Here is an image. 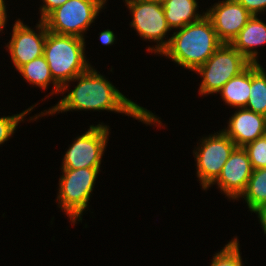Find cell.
Returning <instances> with one entry per match:
<instances>
[{
	"label": "cell",
	"mask_w": 266,
	"mask_h": 266,
	"mask_svg": "<svg viewBox=\"0 0 266 266\" xmlns=\"http://www.w3.org/2000/svg\"><path fill=\"white\" fill-rule=\"evenodd\" d=\"M17 71L22 75L25 81L35 87L37 86L46 90L48 85L53 83L54 87L50 95L61 93V87L54 81L44 55L22 65Z\"/></svg>",
	"instance_id": "cell-17"
},
{
	"label": "cell",
	"mask_w": 266,
	"mask_h": 266,
	"mask_svg": "<svg viewBox=\"0 0 266 266\" xmlns=\"http://www.w3.org/2000/svg\"><path fill=\"white\" fill-rule=\"evenodd\" d=\"M245 108L266 116V71L259 63H251V88Z\"/></svg>",
	"instance_id": "cell-18"
},
{
	"label": "cell",
	"mask_w": 266,
	"mask_h": 266,
	"mask_svg": "<svg viewBox=\"0 0 266 266\" xmlns=\"http://www.w3.org/2000/svg\"><path fill=\"white\" fill-rule=\"evenodd\" d=\"M99 40L101 41V44L109 46V45H113L115 42V34L110 30H103L101 33H99Z\"/></svg>",
	"instance_id": "cell-25"
},
{
	"label": "cell",
	"mask_w": 266,
	"mask_h": 266,
	"mask_svg": "<svg viewBox=\"0 0 266 266\" xmlns=\"http://www.w3.org/2000/svg\"><path fill=\"white\" fill-rule=\"evenodd\" d=\"M239 109V110H238ZM222 131L233 140L236 147H244L266 135V116L247 108H237Z\"/></svg>",
	"instance_id": "cell-13"
},
{
	"label": "cell",
	"mask_w": 266,
	"mask_h": 266,
	"mask_svg": "<svg viewBox=\"0 0 266 266\" xmlns=\"http://www.w3.org/2000/svg\"><path fill=\"white\" fill-rule=\"evenodd\" d=\"M205 15L210 19L218 39L230 44L247 24L252 15L237 0H222L214 4Z\"/></svg>",
	"instance_id": "cell-12"
},
{
	"label": "cell",
	"mask_w": 266,
	"mask_h": 266,
	"mask_svg": "<svg viewBox=\"0 0 266 266\" xmlns=\"http://www.w3.org/2000/svg\"><path fill=\"white\" fill-rule=\"evenodd\" d=\"M132 14L130 25L144 40L155 41L156 47H148L149 52L161 54L168 46L164 40L170 28L167 25L162 2L156 0H125Z\"/></svg>",
	"instance_id": "cell-7"
},
{
	"label": "cell",
	"mask_w": 266,
	"mask_h": 266,
	"mask_svg": "<svg viewBox=\"0 0 266 266\" xmlns=\"http://www.w3.org/2000/svg\"><path fill=\"white\" fill-rule=\"evenodd\" d=\"M100 168L62 169L59 179L58 206L70 221L82 220L83 211L88 208L91 193Z\"/></svg>",
	"instance_id": "cell-4"
},
{
	"label": "cell",
	"mask_w": 266,
	"mask_h": 266,
	"mask_svg": "<svg viewBox=\"0 0 266 266\" xmlns=\"http://www.w3.org/2000/svg\"><path fill=\"white\" fill-rule=\"evenodd\" d=\"M251 88V63L238 75L231 78L218 92L225 104L244 108L249 101Z\"/></svg>",
	"instance_id": "cell-16"
},
{
	"label": "cell",
	"mask_w": 266,
	"mask_h": 266,
	"mask_svg": "<svg viewBox=\"0 0 266 266\" xmlns=\"http://www.w3.org/2000/svg\"><path fill=\"white\" fill-rule=\"evenodd\" d=\"M43 5L40 6L41 17L40 20H44L53 10L62 6L67 0H42Z\"/></svg>",
	"instance_id": "cell-24"
},
{
	"label": "cell",
	"mask_w": 266,
	"mask_h": 266,
	"mask_svg": "<svg viewBox=\"0 0 266 266\" xmlns=\"http://www.w3.org/2000/svg\"><path fill=\"white\" fill-rule=\"evenodd\" d=\"M6 5H5V0H0V32L3 31L2 29L5 26L7 22V12H6Z\"/></svg>",
	"instance_id": "cell-27"
},
{
	"label": "cell",
	"mask_w": 266,
	"mask_h": 266,
	"mask_svg": "<svg viewBox=\"0 0 266 266\" xmlns=\"http://www.w3.org/2000/svg\"><path fill=\"white\" fill-rule=\"evenodd\" d=\"M84 51L85 39L59 35L47 30L43 55L63 94L68 90L71 80L91 67Z\"/></svg>",
	"instance_id": "cell-3"
},
{
	"label": "cell",
	"mask_w": 266,
	"mask_h": 266,
	"mask_svg": "<svg viewBox=\"0 0 266 266\" xmlns=\"http://www.w3.org/2000/svg\"><path fill=\"white\" fill-rule=\"evenodd\" d=\"M168 27L180 29L201 19L205 12L199 14L196 0H165L162 2Z\"/></svg>",
	"instance_id": "cell-15"
},
{
	"label": "cell",
	"mask_w": 266,
	"mask_h": 266,
	"mask_svg": "<svg viewBox=\"0 0 266 266\" xmlns=\"http://www.w3.org/2000/svg\"><path fill=\"white\" fill-rule=\"evenodd\" d=\"M250 63L258 64V52L255 49L266 44V24L253 15L230 43Z\"/></svg>",
	"instance_id": "cell-14"
},
{
	"label": "cell",
	"mask_w": 266,
	"mask_h": 266,
	"mask_svg": "<svg viewBox=\"0 0 266 266\" xmlns=\"http://www.w3.org/2000/svg\"><path fill=\"white\" fill-rule=\"evenodd\" d=\"M253 212L258 215L262 230H264V234H266V204L257 207L252 213Z\"/></svg>",
	"instance_id": "cell-26"
},
{
	"label": "cell",
	"mask_w": 266,
	"mask_h": 266,
	"mask_svg": "<svg viewBox=\"0 0 266 266\" xmlns=\"http://www.w3.org/2000/svg\"><path fill=\"white\" fill-rule=\"evenodd\" d=\"M38 23L36 24L37 33L29 26L23 24L20 19L16 20L12 27V36L6 47L16 70L43 55L47 27L42 20Z\"/></svg>",
	"instance_id": "cell-10"
},
{
	"label": "cell",
	"mask_w": 266,
	"mask_h": 266,
	"mask_svg": "<svg viewBox=\"0 0 266 266\" xmlns=\"http://www.w3.org/2000/svg\"><path fill=\"white\" fill-rule=\"evenodd\" d=\"M250 62L231 44L222 43L214 54L195 70L201 78L200 95L218 93L224 84L241 73Z\"/></svg>",
	"instance_id": "cell-6"
},
{
	"label": "cell",
	"mask_w": 266,
	"mask_h": 266,
	"mask_svg": "<svg viewBox=\"0 0 266 266\" xmlns=\"http://www.w3.org/2000/svg\"><path fill=\"white\" fill-rule=\"evenodd\" d=\"M169 40L160 55L191 71L203 65L222 44L206 15L174 32Z\"/></svg>",
	"instance_id": "cell-2"
},
{
	"label": "cell",
	"mask_w": 266,
	"mask_h": 266,
	"mask_svg": "<svg viewBox=\"0 0 266 266\" xmlns=\"http://www.w3.org/2000/svg\"><path fill=\"white\" fill-rule=\"evenodd\" d=\"M239 248V240L235 237L213 256L211 266H244Z\"/></svg>",
	"instance_id": "cell-20"
},
{
	"label": "cell",
	"mask_w": 266,
	"mask_h": 266,
	"mask_svg": "<svg viewBox=\"0 0 266 266\" xmlns=\"http://www.w3.org/2000/svg\"><path fill=\"white\" fill-rule=\"evenodd\" d=\"M240 198H244L251 212L266 204V168L253 170L246 190Z\"/></svg>",
	"instance_id": "cell-19"
},
{
	"label": "cell",
	"mask_w": 266,
	"mask_h": 266,
	"mask_svg": "<svg viewBox=\"0 0 266 266\" xmlns=\"http://www.w3.org/2000/svg\"><path fill=\"white\" fill-rule=\"evenodd\" d=\"M77 82V86L70 90L64 98H62L55 106L44 110L40 114L30 117L34 121L38 117L45 115H53L67 111L78 110H106L115 113L128 115L135 120H139L147 125H158L162 123L151 111L136 104L132 100L124 96L111 82L103 75L99 74L93 66L87 71L76 76L71 82ZM46 111V112H45ZM158 123V124H157Z\"/></svg>",
	"instance_id": "cell-1"
},
{
	"label": "cell",
	"mask_w": 266,
	"mask_h": 266,
	"mask_svg": "<svg viewBox=\"0 0 266 266\" xmlns=\"http://www.w3.org/2000/svg\"><path fill=\"white\" fill-rule=\"evenodd\" d=\"M109 126L90 125L88 131L74 139L62 159L61 169L100 168L107 147Z\"/></svg>",
	"instance_id": "cell-9"
},
{
	"label": "cell",
	"mask_w": 266,
	"mask_h": 266,
	"mask_svg": "<svg viewBox=\"0 0 266 266\" xmlns=\"http://www.w3.org/2000/svg\"><path fill=\"white\" fill-rule=\"evenodd\" d=\"M250 159L253 169L266 168V135L243 147Z\"/></svg>",
	"instance_id": "cell-21"
},
{
	"label": "cell",
	"mask_w": 266,
	"mask_h": 266,
	"mask_svg": "<svg viewBox=\"0 0 266 266\" xmlns=\"http://www.w3.org/2000/svg\"><path fill=\"white\" fill-rule=\"evenodd\" d=\"M253 167L246 150L235 147L223 165L219 177L211 184L218 185L228 199L238 200L245 192Z\"/></svg>",
	"instance_id": "cell-11"
},
{
	"label": "cell",
	"mask_w": 266,
	"mask_h": 266,
	"mask_svg": "<svg viewBox=\"0 0 266 266\" xmlns=\"http://www.w3.org/2000/svg\"><path fill=\"white\" fill-rule=\"evenodd\" d=\"M201 140V144L198 143V147L193 151V155L197 164V177L201 182L202 188L207 190L219 177L223 165L228 160L236 145L221 130L219 133H214Z\"/></svg>",
	"instance_id": "cell-8"
},
{
	"label": "cell",
	"mask_w": 266,
	"mask_h": 266,
	"mask_svg": "<svg viewBox=\"0 0 266 266\" xmlns=\"http://www.w3.org/2000/svg\"><path fill=\"white\" fill-rule=\"evenodd\" d=\"M253 16L266 11V0H237Z\"/></svg>",
	"instance_id": "cell-23"
},
{
	"label": "cell",
	"mask_w": 266,
	"mask_h": 266,
	"mask_svg": "<svg viewBox=\"0 0 266 266\" xmlns=\"http://www.w3.org/2000/svg\"><path fill=\"white\" fill-rule=\"evenodd\" d=\"M36 105L37 104L29 107L19 114L0 117V145L10 139V137L15 133L14 131L16 130L18 124L24 120L26 114H29L28 112L32 111Z\"/></svg>",
	"instance_id": "cell-22"
},
{
	"label": "cell",
	"mask_w": 266,
	"mask_h": 266,
	"mask_svg": "<svg viewBox=\"0 0 266 266\" xmlns=\"http://www.w3.org/2000/svg\"><path fill=\"white\" fill-rule=\"evenodd\" d=\"M107 0H67L43 21L47 30L84 39V33L94 22Z\"/></svg>",
	"instance_id": "cell-5"
}]
</instances>
